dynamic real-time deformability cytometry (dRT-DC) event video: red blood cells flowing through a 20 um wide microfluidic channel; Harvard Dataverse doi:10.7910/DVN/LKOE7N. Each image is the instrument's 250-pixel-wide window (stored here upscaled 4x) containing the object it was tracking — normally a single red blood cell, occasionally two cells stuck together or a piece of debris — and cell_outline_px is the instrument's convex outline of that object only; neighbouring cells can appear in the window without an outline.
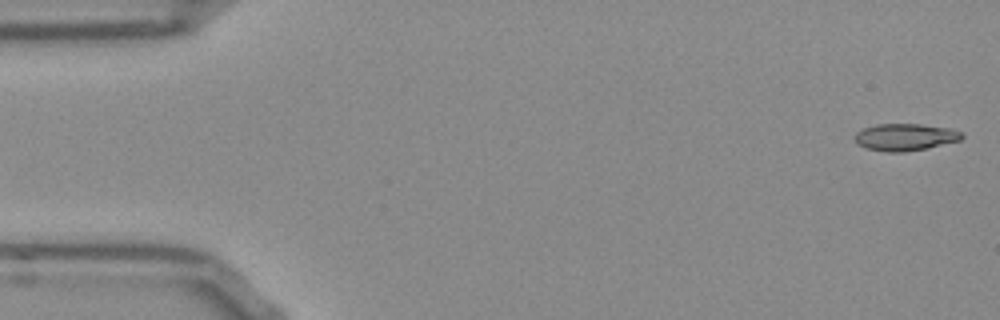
{"species": "Egyptian fruit bat (a non-hibernating species)", "species_latin": "Rousettus aegyptiacus", "temperature_condition": "room temperature", "stored_images_in_passage": 53, "camera_frame_rate_fps": 3000, "um_per_image_px": 0.085, "frame": {"image": 1, "passage_image": 1, "time_ms": 0.0, "image_size_px": [1000, 320], "cell_outline_px": [[964, 136], [960, 140], [928, 148], [904, 152], [884, 152], [864, 148], [856, 144], [856, 132], [864, 128], [876, 124], [920, 124], [952, 128], [964, 132]], "centroid_in_image_um": [76.96, 11.66], "position_along_channel_um": 8.0, "area_um2": 17.11}}
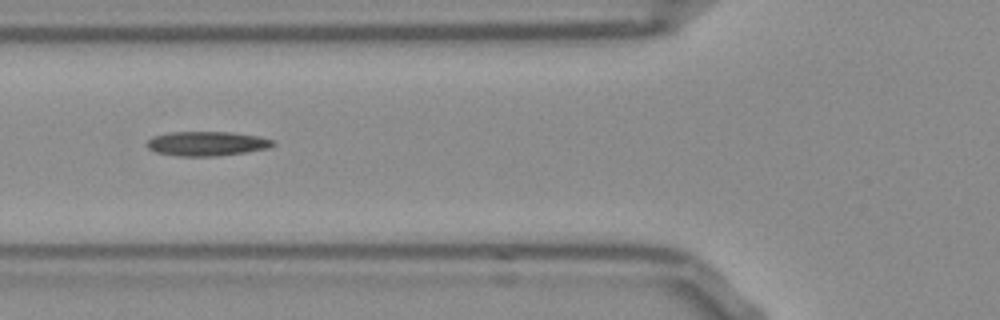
{"frame": {"image": 2, "passage_image": 19, "time_ms": 6.0, "image_size_px": [1000, 320], "cell_outline_px": [[276, 144], [268, 148], [244, 152], [212, 156], [180, 156], [156, 152], [148, 148], [148, 140], [152, 136], [168, 132], [232, 132], [260, 136], [276, 140]], "centroid_in_image_um": [17.61, 12.19], "position_along_channel_um": 108.2, "area_um2": 17.92}}
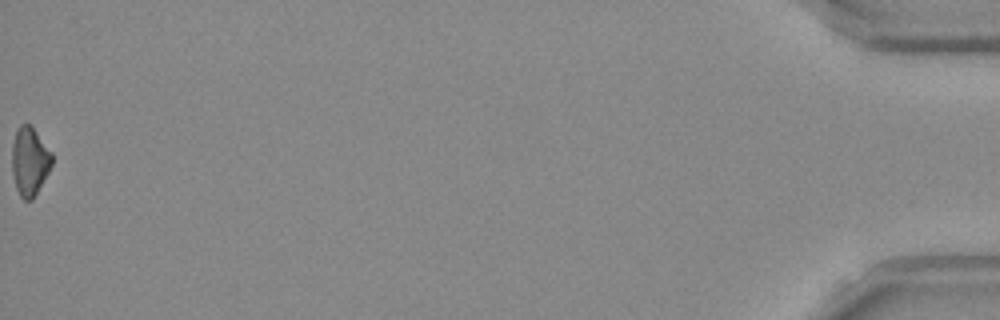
{"frame": {"image": 3, "passage_image": 53, "time_ms": 17.333, "image_size_px": [1000, 320], "cell_outline_px": [[52, 164], [48, 172], [32, 200], [24, 200], [20, 196], [16, 188], [12, 176], [12, 144], [16, 128], [20, 124], [28, 124], [36, 132], [52, 152]], "centroid_in_image_um": [2.5, 13.71], "position_along_channel_um": 432.7, "area_um2": 15.9}, "authors_computed_cell_mechanics": {"area_um2": 17.051, "velocity_mm_per_s": 3.8015, "shape_relaxation_time_tau1_ms": 6.9814, "shape_relaxation_time_tau2_ms": null, "deformation_change_tau1": 0.1883, "deformation_change_tau2": null}}